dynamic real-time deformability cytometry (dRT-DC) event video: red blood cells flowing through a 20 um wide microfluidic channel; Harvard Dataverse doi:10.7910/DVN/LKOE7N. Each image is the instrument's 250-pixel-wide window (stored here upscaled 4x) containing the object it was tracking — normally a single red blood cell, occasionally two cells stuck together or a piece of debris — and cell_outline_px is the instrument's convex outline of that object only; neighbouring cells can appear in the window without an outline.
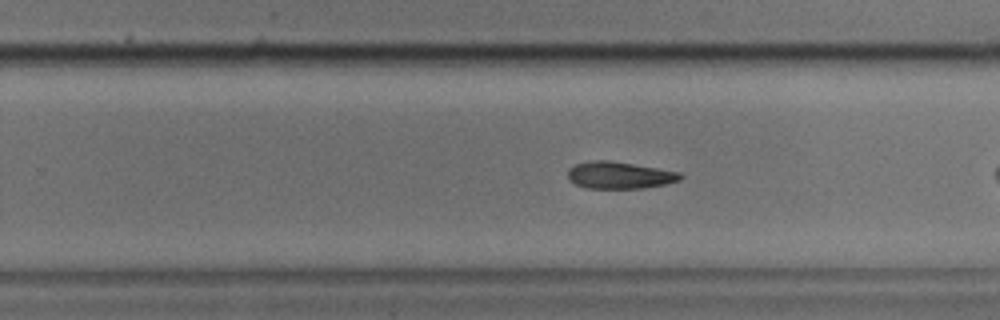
{"species": "common noctule bat (a hibernating species)", "species_latin": "Nyctalus noctula", "temperature_condition": "cold", "stored_images_in_passage": 34, "camera_frame_rate_fps": 3000, "um_per_image_px": 0.085, "animal": {"sex": "male", "body_mass_g": 17.9, "forearm_length_mm": 54.2}, "frame": {"image": 1, "passage_image": 15, "time_ms": 4.667, "image_size_px": [1000, 320], "cell_outline_px": [[684, 176], [680, 180], [664, 184], [644, 188], [588, 188], [576, 184], [568, 180], [568, 168], [576, 164], [592, 160], [608, 160], [680, 172]], "centroid_in_image_um": [52.64, 14.89], "position_along_channel_um": 277.2, "area_um2": 17.57}}